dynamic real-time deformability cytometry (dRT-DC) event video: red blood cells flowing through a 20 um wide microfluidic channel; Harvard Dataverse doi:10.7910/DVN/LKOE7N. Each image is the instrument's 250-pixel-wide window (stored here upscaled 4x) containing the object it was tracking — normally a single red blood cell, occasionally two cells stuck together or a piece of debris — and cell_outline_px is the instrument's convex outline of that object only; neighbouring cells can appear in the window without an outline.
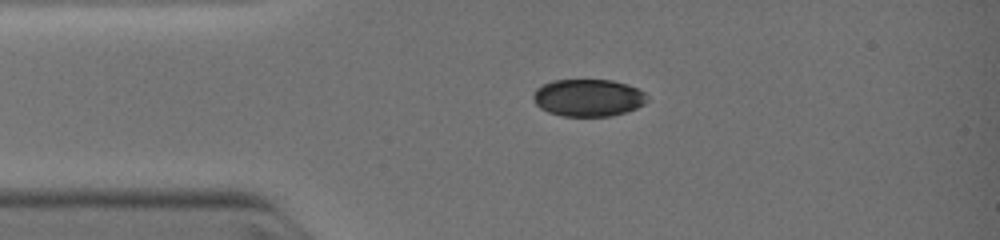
{"species": "common noctule bat (a hibernating species)", "species_latin": "Nyctalus noctula", "temperature_condition": "warm", "stored_images_in_passage": 24, "camera_frame_rate_fps": 3000, "um_per_image_px": 0.085, "animal": {"sex": "female", "body_mass_g": 19.0, "forearm_length_mm": 51.5}, "frame": {"image": 1, "passage_image": 1, "time_ms": 0.0, "image_size_px": [1000, 240], "cell_outline_px": [[648, 100], [644, 104], [636, 108], [624, 112], [608, 116], [564, 116], [548, 112], [540, 108], [536, 104], [532, 96], [532, 92], [536, 88], [552, 80], [612, 80], [628, 84], [644, 92], [648, 96]], "centroid_in_image_um": [49.98, 8.3], "position_along_channel_um": 35.0, "area_um2": 24.8}}
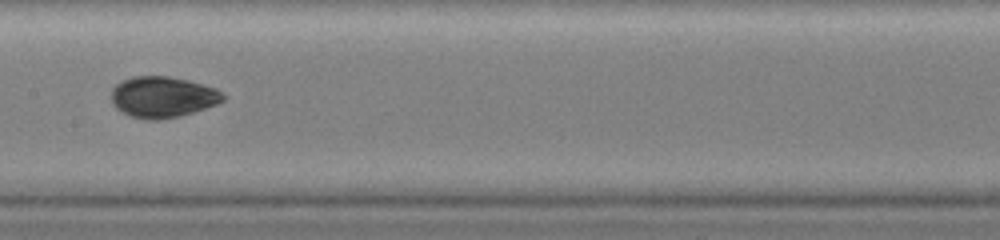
{"frame": {"image": 2, "passage_image": 21, "time_ms": 3.667, "image_size_px": [1000, 240], "cell_outline_px": [[224, 100], [216, 104], [180, 116], [160, 120], [148, 120], [132, 116], [116, 108], [112, 104], [112, 88], [120, 80], [132, 76], [168, 76], [188, 80], [216, 88], [224, 92]], "centroid_in_image_um": [13.82, 8.23], "position_along_channel_um": 193.6, "area_um2": 26.76}}
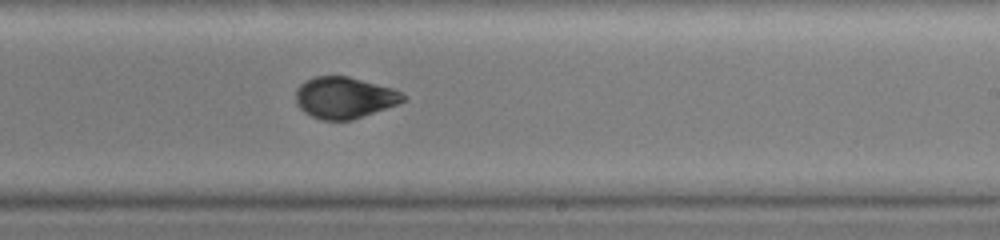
{"frame": {"image": 3, "passage_image": 24, "time_ms": 5.0, "image_size_px": [1000, 240], "cell_outline_px": [[404, 100], [396, 104], [352, 120], [320, 120], [304, 112], [300, 108], [296, 100], [296, 88], [304, 80], [312, 76], [348, 76], [392, 88], [400, 92], [404, 96]], "centroid_in_image_um": [29.21, 8.29], "position_along_channel_um": 259.8, "area_um2": 25.72}}